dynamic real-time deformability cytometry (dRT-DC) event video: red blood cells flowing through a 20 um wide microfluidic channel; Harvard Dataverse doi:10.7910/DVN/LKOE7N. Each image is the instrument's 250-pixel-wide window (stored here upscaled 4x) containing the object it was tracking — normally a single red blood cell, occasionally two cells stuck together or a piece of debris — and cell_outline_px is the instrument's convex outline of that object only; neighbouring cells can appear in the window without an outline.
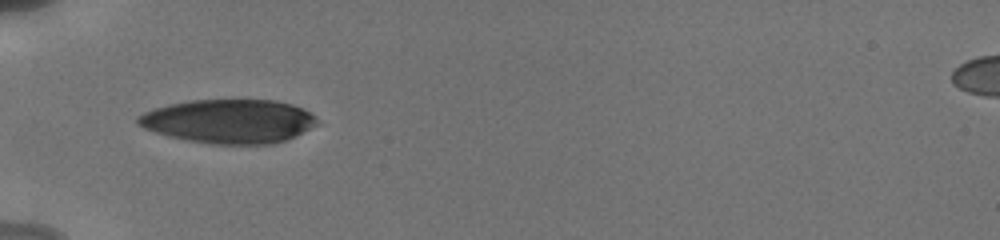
{"species": "human", "species_latin": "Homo sapiens", "temperature_condition": "cold", "stored_images_in_passage": 55, "camera_frame_rate_fps": 3000, "um_per_image_px": 0.085, "donor": {"sex": "male"}, "frame": {"image": 1, "passage_image": 1, "time_ms": 0.0, "image_size_px": [1000, 240], "cell_outline_px": [[320, 124], [284, 140], [272, 144], [212, 144], [188, 140], [168, 136], [144, 128], [136, 124], [136, 116], [144, 112], [168, 104], [192, 100], [276, 100], [292, 104], [304, 108], [312, 112], [316, 116]], "centroid_in_image_um": [19.48, 10.3], "position_along_channel_um": 65.5, "area_um2": 46.01}}
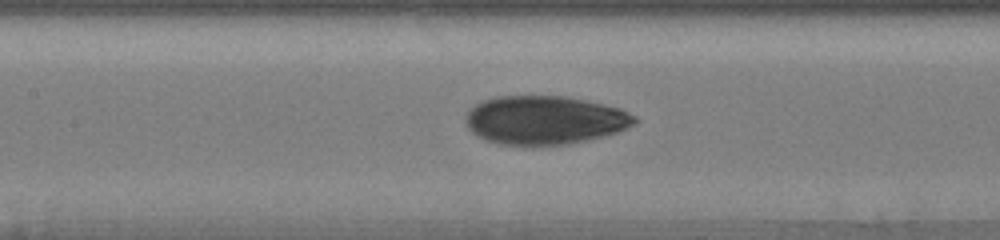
{"frame": {"image": 2, "passage_image": 19, "time_ms": 2.667, "image_size_px": [1000, 240], "cell_outline_px": [[640, 120], [636, 124], [628, 128], [604, 136], [588, 140], [568, 144], [532, 148], [524, 148], [500, 144], [484, 140], [476, 136], [468, 128], [464, 120], [468, 112], [476, 104], [484, 100], [496, 96], [564, 96], [584, 100], [620, 108], [636, 116]], "centroid_in_image_um": [46.29, 10.25], "position_along_channel_um": 161.1, "area_um2": 48.9}}
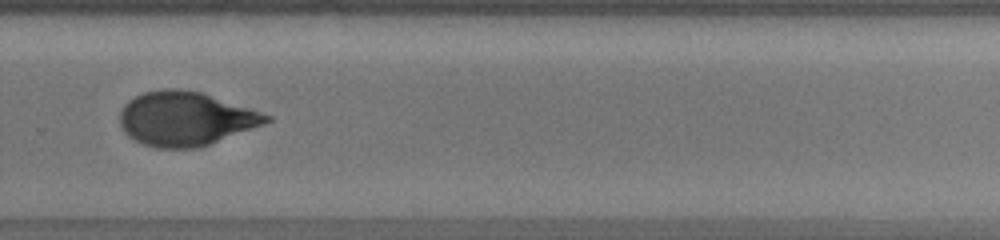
{"frame": {"image": 3, "passage_image": 37, "time_ms": 6.667, "image_size_px": [1000, 240], "cell_outline_px": [[272, 120], [264, 124], [208, 144], [196, 148], [156, 148], [140, 144], [128, 136], [124, 132], [120, 124], [120, 112], [124, 104], [128, 100], [144, 92], [160, 88], [180, 88], [200, 92], [272, 116]], "centroid_in_image_um": [15.7, 10.09], "position_along_channel_um": 314.1, "area_um2": 45.89}, "authors_computed_cell_mechanics": {"area_um2": 47.396, "velocity_mm_per_s": 3.8463, "shape_relaxation_time_tau1_ms": 4.0141, "shape_relaxation_time_tau2_ms": 1.6393, "deformation_change_tau1": 0.1868, "deformation_change_tau2": 0.0625}}